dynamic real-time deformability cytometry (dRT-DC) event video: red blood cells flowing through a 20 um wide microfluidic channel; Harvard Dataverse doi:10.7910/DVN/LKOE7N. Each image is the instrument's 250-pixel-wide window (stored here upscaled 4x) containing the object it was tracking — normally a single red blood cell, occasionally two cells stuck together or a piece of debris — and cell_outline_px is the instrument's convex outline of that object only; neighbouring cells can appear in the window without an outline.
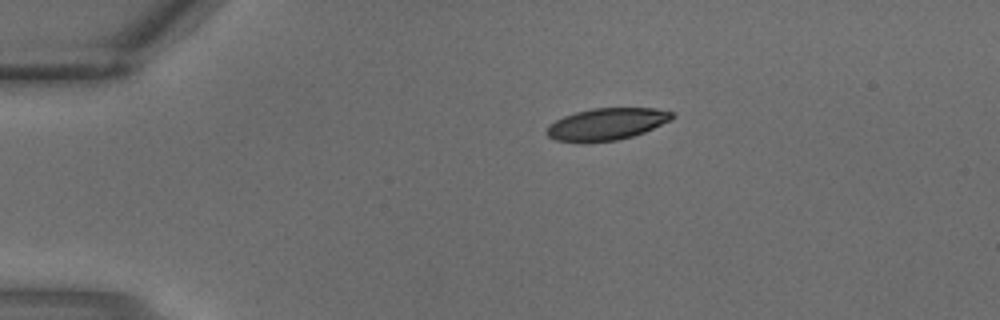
{"species": "common noctule bat (a hibernating species)", "species_latin": "Nyctalus noctula", "temperature_condition": "warm", "stored_images_in_passage": 2, "camera_frame_rate_fps": 3000, "um_per_image_px": 0.085, "animal": {"sex": "male", "body_mass_g": 18.8}, "frame": {"image": 1, "passage_image": 1, "time_ms": 0.0, "image_size_px": [1000, 320], "cell_outline_px": [[676, 116], [672, 120], [644, 132], [632, 136], [616, 140], [584, 144], [580, 144], [556, 140], [548, 136], [544, 132], [548, 124], [564, 116], [576, 112], [592, 108], [656, 108], [672, 112]], "centroid_in_image_um": [51.53, 10.57], "position_along_channel_um": 33.5, "area_um2": 23.81}}